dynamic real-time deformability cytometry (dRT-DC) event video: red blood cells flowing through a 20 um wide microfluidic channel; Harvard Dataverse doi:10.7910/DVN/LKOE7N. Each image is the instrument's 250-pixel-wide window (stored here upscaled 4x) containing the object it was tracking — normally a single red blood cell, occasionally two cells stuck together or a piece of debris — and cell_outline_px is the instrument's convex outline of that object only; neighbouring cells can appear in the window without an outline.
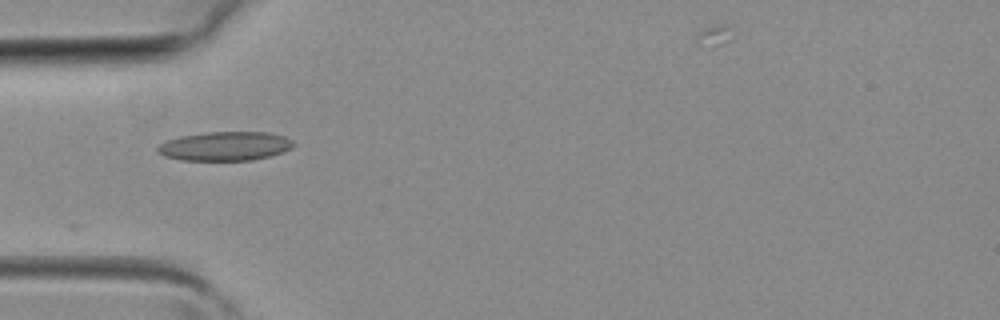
{"species": "common noctule bat (a hibernating species)", "species_latin": "Nyctalus noctula", "temperature_condition": "room temperature", "stored_images_in_passage": 2, "camera_frame_rate_fps": 3000, "um_per_image_px": 0.085, "animal": {"sex": "female", "body_mass_g": 19.3, "forearm_length_mm": 54.1}, "frame": {"image": 1, "passage_image": 1, "time_ms": 0.0, "image_size_px": [1000, 320], "cell_outline_px": [[296, 144], [292, 148], [284, 152], [252, 160], [180, 160], [164, 156], [156, 152], [156, 148], [160, 144], [168, 140], [180, 136], [208, 132], [268, 132], [284, 136], [292, 140]], "centroid_in_image_um": [19.14, 12.42], "position_along_channel_um": 65.9, "area_um2": 23.06}}
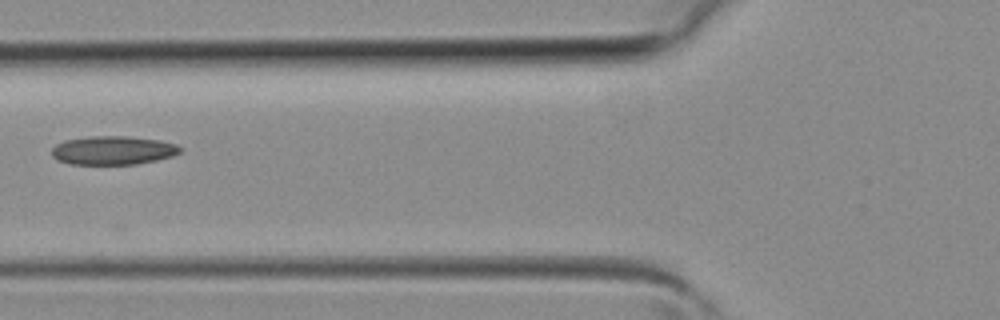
{"frame": {"image": 2, "passage_image": 2, "time_ms": 0.333, "image_size_px": [1000, 320], "cell_outline_px": [[184, 148], [180, 152], [172, 156], [156, 160], [136, 164], [68, 164], [56, 160], [52, 156], [52, 148], [56, 144], [64, 140], [88, 136], [128, 136], [160, 140], [176, 144]], "centroid_in_image_um": [9.59, 12.77], "position_along_channel_um": 116.2, "area_um2": 21.68}}